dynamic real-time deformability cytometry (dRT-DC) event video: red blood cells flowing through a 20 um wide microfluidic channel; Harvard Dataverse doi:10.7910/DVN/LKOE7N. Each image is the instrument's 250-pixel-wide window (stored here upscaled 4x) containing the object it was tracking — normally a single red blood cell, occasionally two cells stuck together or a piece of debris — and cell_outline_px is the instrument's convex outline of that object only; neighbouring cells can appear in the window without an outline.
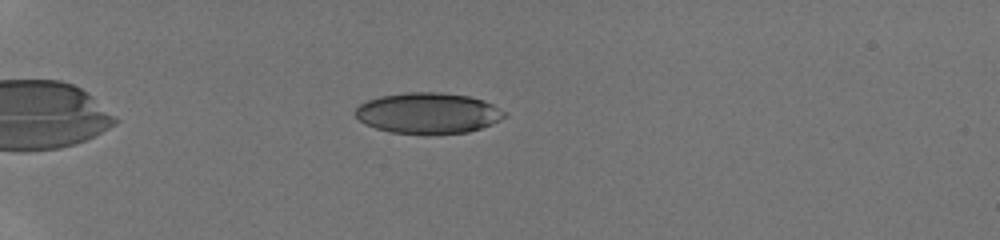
{"species": "human", "species_latin": "Homo sapiens", "temperature_condition": "room temperature", "stored_images_in_passage": 39, "camera_frame_rate_fps": 3000, "um_per_image_px": 0.085, "donor": {"sex": "male"}, "frame": {"image": 1, "passage_image": 8, "time_ms": 2.333, "image_size_px": [1000, 240], "cell_outline_px": [[508, 116], [492, 124], [468, 132], [428, 136], [392, 132], [376, 128], [364, 124], [352, 112], [360, 104], [368, 100], [380, 96], [408, 92], [440, 92], [468, 96], [484, 100], [492, 104], [504, 112]], "centroid_in_image_um": [36.38, 9.64], "position_along_channel_um": 48.6, "area_um2": 36.01}}
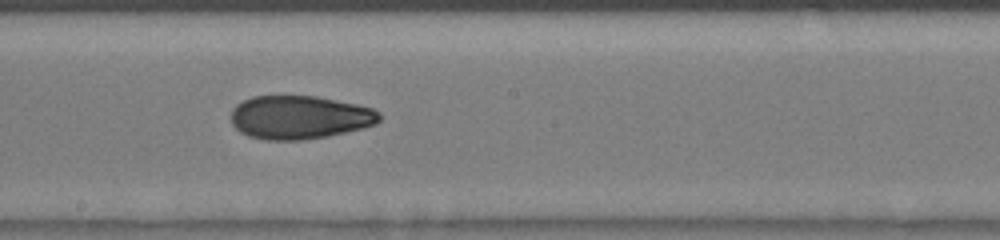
{"frame": {"image": 2, "passage_image": 22, "time_ms": 7.0, "image_size_px": [1000, 240], "cell_outline_px": [[380, 120], [376, 124], [328, 136], [300, 140], [264, 140], [248, 136], [240, 132], [232, 124], [232, 108], [236, 104], [252, 96], [316, 96], [356, 104], [372, 108], [380, 112]], "centroid_in_image_um": [25.44, 9.97], "position_along_channel_um": 222.8, "area_um2": 37.51}}
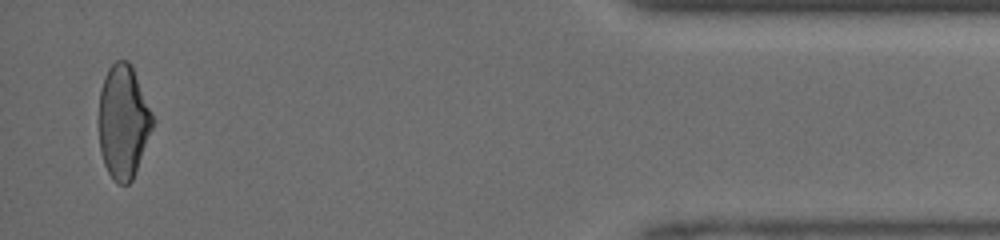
{"frame": {"image": 3, "passage_image": 38, "time_ms": 12.333, "image_size_px": [1000, 240], "cell_outline_px": [[156, 120], [132, 180], [128, 184], [116, 184], [112, 180], [104, 164], [100, 152], [100, 88], [104, 76], [108, 68], [116, 60], [128, 60], [132, 68]], "centroid_in_image_um": [10.49, 10.36], "position_along_channel_um": 424.7, "area_um2": 35.49}}